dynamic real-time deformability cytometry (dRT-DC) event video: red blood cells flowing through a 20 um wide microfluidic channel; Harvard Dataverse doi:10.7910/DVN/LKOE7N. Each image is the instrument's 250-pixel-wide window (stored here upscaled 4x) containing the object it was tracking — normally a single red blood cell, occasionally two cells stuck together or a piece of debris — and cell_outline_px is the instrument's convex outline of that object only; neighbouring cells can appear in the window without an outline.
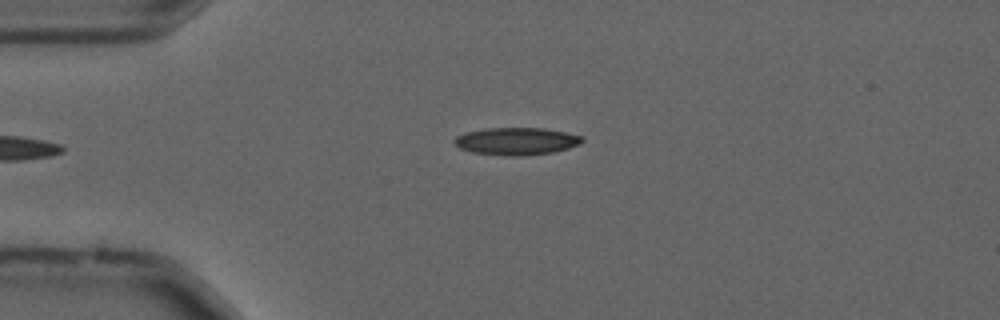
{"species": "common noctule bat (a hibernating species)", "species_latin": "Nyctalus noctula", "temperature_condition": "cold", "stored_images_in_passage": 39, "camera_frame_rate_fps": 3000, "um_per_image_px": 0.085, "animal": {"sex": "male", "forearm_length_mm": 52.5}, "frame": {"image": 1, "passage_image": 2, "time_ms": 0.333, "image_size_px": [1000, 320], "cell_outline_px": [[584, 140], [580, 144], [568, 148], [552, 152], [520, 156], [508, 156], [472, 152], [460, 148], [452, 140], [456, 136], [464, 132], [484, 128], [544, 128], [584, 136]], "centroid_in_image_um": [43.88, 11.99], "position_along_channel_um": 41.1, "area_um2": 20.46}}
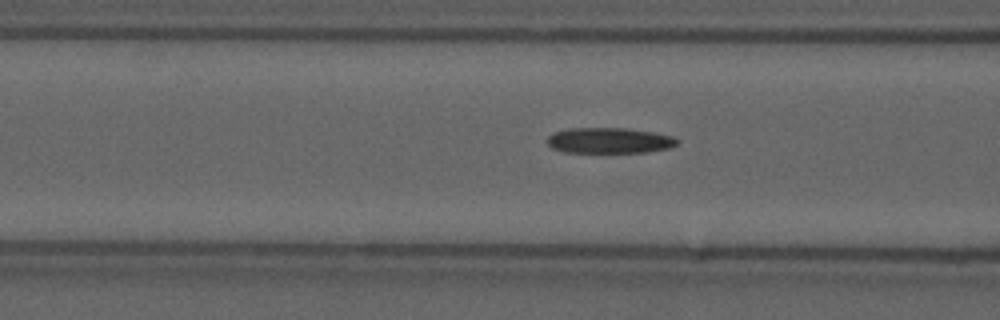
{"frame": {"image": 2, "passage_image": 10, "time_ms": 3.0, "image_size_px": [1000, 320], "cell_outline_px": [[680, 140], [676, 144], [668, 148], [648, 152], [564, 152], [552, 148], [548, 144], [548, 136], [556, 132], [568, 128], [628, 128], [652, 132], [672, 136]], "centroid_in_image_um": [51.8, 11.94], "position_along_channel_um": 114.8, "area_um2": 19.31}}
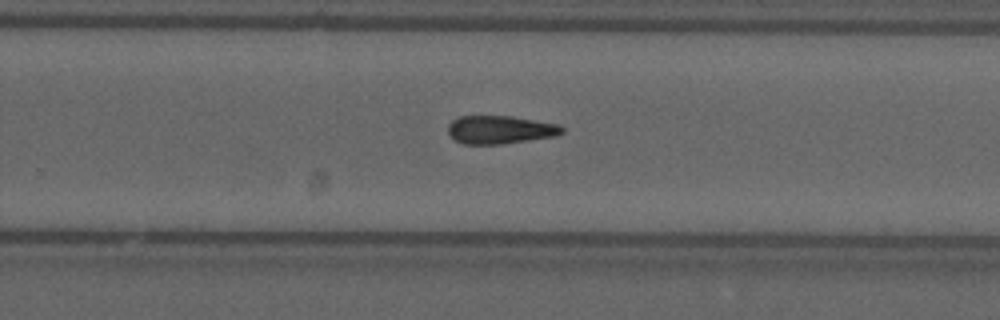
{"frame": {"image": 3, "passage_image": 24, "time_ms": 7.667, "image_size_px": [1000, 320], "cell_outline_px": [[564, 132], [556, 136], [500, 144], [464, 144], [456, 140], [448, 132], [448, 124], [452, 120], [460, 116], [512, 116], [560, 124], [564, 128]], "centroid_in_image_um": [42.54, 11.01], "position_along_channel_um": 287.3, "area_um2": 18.73}}